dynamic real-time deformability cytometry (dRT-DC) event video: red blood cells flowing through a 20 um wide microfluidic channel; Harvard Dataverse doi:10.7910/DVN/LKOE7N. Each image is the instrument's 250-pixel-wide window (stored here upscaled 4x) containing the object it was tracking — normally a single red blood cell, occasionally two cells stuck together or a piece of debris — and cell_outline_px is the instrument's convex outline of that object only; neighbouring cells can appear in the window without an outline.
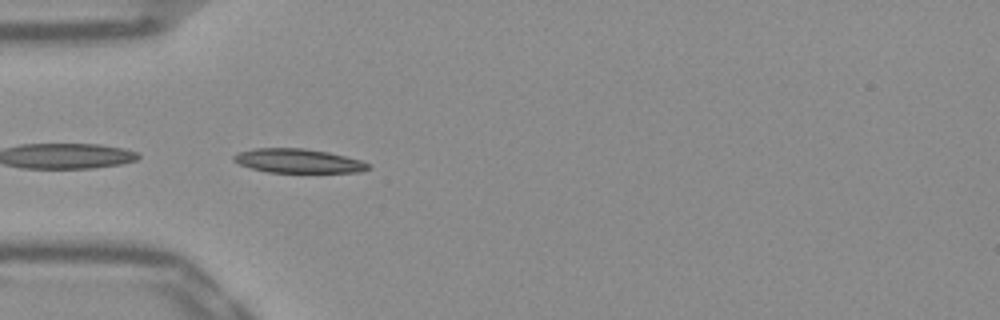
{"species": "Egyptian fruit bat (a non-hibernating species)", "species_latin": "Rousettus aegyptiacus", "temperature_condition": "warm", "stored_images_in_passage": 11, "camera_frame_rate_fps": 3000, "um_per_image_px": 0.085, "frame": {"image": 1, "passage_image": 1, "time_ms": 0.0, "image_size_px": [1000, 320], "cell_outline_px": [[372, 168], [360, 172], [268, 172], [252, 168], [240, 164], [232, 160], [232, 156], [236, 152], [252, 148], [304, 148], [328, 152], [360, 160], [372, 164]], "centroid_in_image_um": [25.34, 13.67], "position_along_channel_um": 59.7, "area_um2": 18.96}}
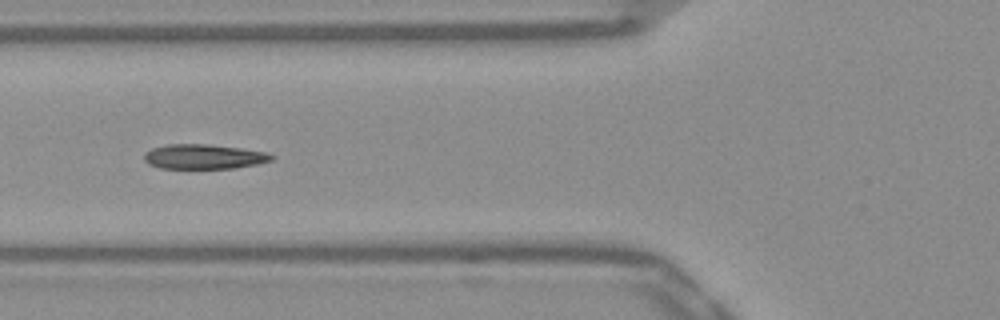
{"frame": {"image": 2, "passage_image": 5, "time_ms": 1.333, "image_size_px": [1000, 320], "cell_outline_px": [[276, 156], [272, 160], [256, 164], [236, 168], [160, 168], [148, 164], [144, 160], [144, 152], [152, 148], [168, 144], [208, 144], [240, 148], [268, 152]], "centroid_in_image_um": [17.33, 13.31], "position_along_channel_um": 108.5, "area_um2": 18.44}}
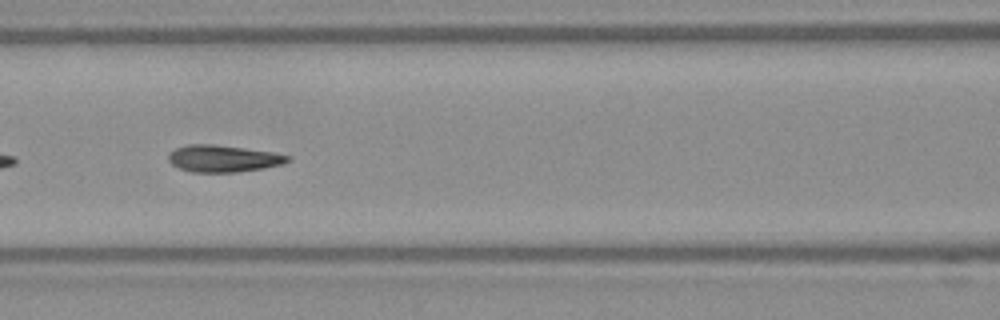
{"frame": {"image": 3, "passage_image": 8, "time_ms": 2.333, "image_size_px": [1000, 320], "cell_outline_px": [[292, 160], [284, 164], [264, 168], [236, 172], [192, 172], [180, 168], [172, 164], [168, 160], [168, 152], [176, 148], [188, 144], [212, 144], [268, 152], [292, 156]], "centroid_in_image_um": [18.96, 13.48], "position_along_channel_um": 147.6, "area_um2": 18.55}}